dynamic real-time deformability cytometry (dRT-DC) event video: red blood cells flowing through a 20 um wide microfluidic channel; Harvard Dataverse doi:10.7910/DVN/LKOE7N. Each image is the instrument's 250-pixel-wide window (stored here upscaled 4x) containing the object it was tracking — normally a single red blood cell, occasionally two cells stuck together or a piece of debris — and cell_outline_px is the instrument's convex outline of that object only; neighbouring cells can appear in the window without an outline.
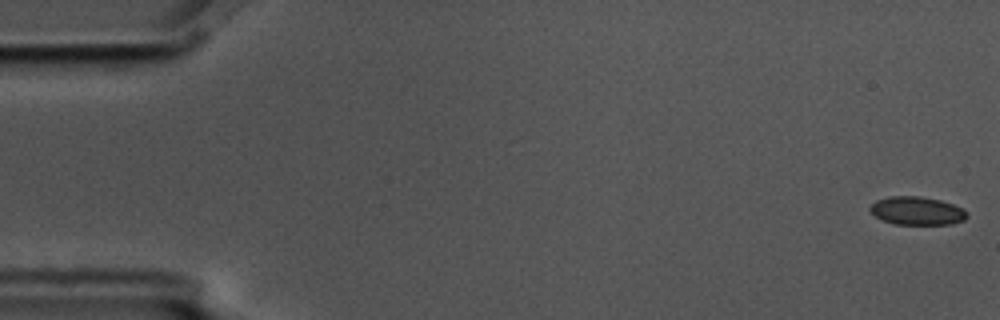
{"species": "common noctule bat (a hibernating species)", "species_latin": "Nyctalus noctula", "temperature_condition": "cold", "stored_images_in_passage": 5, "camera_frame_rate_fps": 3000, "um_per_image_px": 0.085, "animal": {"sex": "male", "body_mass_g": 17.5, "forearm_length_mm": 52.3}, "frame": {"image": 1, "passage_image": 1, "time_ms": 0.0, "image_size_px": [1000, 320], "cell_outline_px": [[968, 216], [964, 220], [952, 224], [896, 224], [884, 220], [876, 216], [868, 208], [876, 200], [888, 196], [920, 196], [940, 200], [964, 208], [968, 212]], "centroid_in_image_um": [77.97, 17.91], "position_along_channel_um": 7.0, "area_um2": 15.95}}